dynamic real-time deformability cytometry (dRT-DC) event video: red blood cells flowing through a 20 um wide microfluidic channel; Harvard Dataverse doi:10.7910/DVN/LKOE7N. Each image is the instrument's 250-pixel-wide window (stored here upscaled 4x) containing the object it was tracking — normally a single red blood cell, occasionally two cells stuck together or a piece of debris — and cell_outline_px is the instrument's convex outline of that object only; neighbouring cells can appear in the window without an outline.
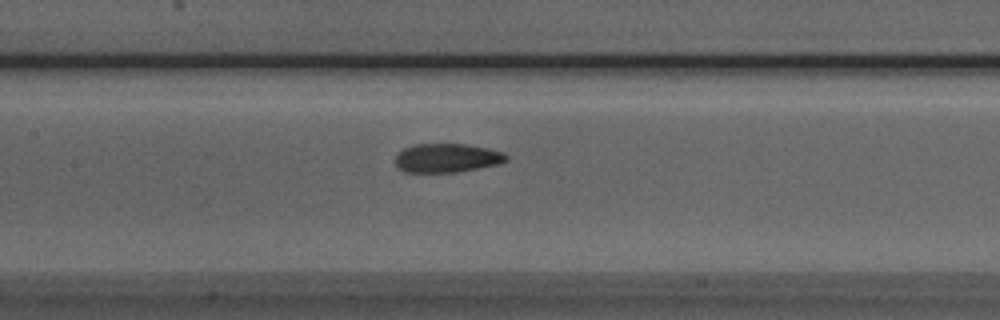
{"species": "Egyptian fruit bat (a non-hibernating species)", "species_latin": "Rousettus aegyptiacus", "temperature_condition": "room temperature", "stored_images_in_passage": 17, "camera_frame_rate_fps": 3000, "um_per_image_px": 0.085, "animal": {"sex": "male"}, "frame": {"image": 1, "passage_image": 12, "time_ms": 3.667, "image_size_px": [1000, 320], "cell_outline_px": [[508, 160], [500, 164], [456, 172], [404, 172], [396, 168], [396, 152], [412, 144], [468, 144], [488, 148], [504, 152], [508, 156]], "centroid_in_image_um": [37.98, 13.42], "position_along_channel_um": 169.4, "area_um2": 18.96}}
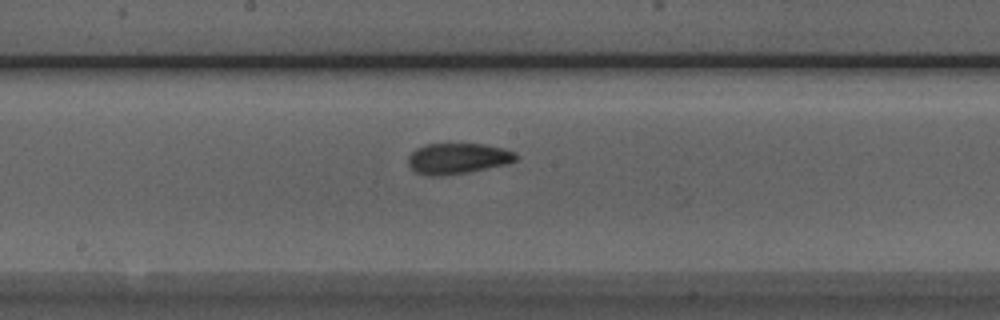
{"frame": {"image": 2, "passage_image": 15, "time_ms": 4.667, "image_size_px": [1000, 320], "cell_outline_px": [[520, 156], [516, 160], [508, 164], [468, 172], [444, 176], [428, 176], [416, 172], [408, 164], [408, 156], [416, 148], [424, 144], [484, 144], [504, 148], [516, 152]], "centroid_in_image_um": [38.93, 13.47], "position_along_channel_um": 209.3, "area_um2": 19.59}}